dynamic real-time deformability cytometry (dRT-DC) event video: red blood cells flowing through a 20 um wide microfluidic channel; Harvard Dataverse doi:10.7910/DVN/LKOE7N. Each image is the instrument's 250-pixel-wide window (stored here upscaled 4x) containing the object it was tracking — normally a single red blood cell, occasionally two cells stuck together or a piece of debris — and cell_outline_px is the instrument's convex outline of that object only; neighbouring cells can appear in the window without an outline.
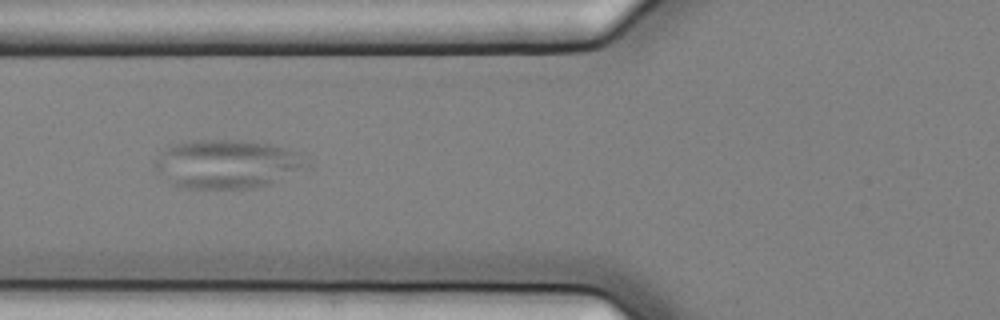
{"species": "common noctule bat (a hibernating species)", "species_latin": "Nyctalus noctula", "temperature_condition": "cold", "stored_images_in_passage": 3, "camera_frame_rate_fps": 3000, "um_per_image_px": 0.085, "animal": {"sex": "female", "body_mass_g": 25.1}, "frame": {"image": 1, "passage_image": 3, "time_ms": 0.667, "image_size_px": [1000, 320], "cell_outline_px": [[312, 168], [272, 184], [252, 188], [184, 188], [172, 184], [152, 164], [160, 152], [164, 148], [176, 144], [196, 140], [236, 140], [268, 144], [284, 148], [296, 152], [312, 160]], "centroid_in_image_um": [19.41, 13.95], "position_along_channel_um": 106.4, "area_um2": 43.52}}